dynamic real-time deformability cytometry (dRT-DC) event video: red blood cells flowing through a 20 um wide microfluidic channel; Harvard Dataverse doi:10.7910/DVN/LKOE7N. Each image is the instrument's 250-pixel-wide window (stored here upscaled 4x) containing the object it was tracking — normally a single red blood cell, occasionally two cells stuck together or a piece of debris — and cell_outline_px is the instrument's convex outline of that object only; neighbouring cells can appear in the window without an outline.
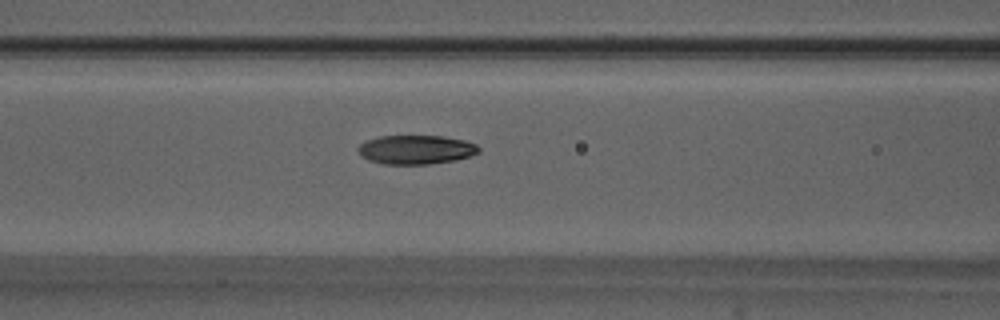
{"species": "Egyptian fruit bat (a non-hibernating species)", "species_latin": "Rousettus aegyptiacus", "temperature_condition": "warm", "stored_images_in_passage": 37, "camera_frame_rate_fps": 3000, "um_per_image_px": 0.085, "animal": {"sex": "male"}, "frame": {"image": 1, "passage_image": 16, "time_ms": 5.0, "image_size_px": [1000, 320], "cell_outline_px": [[480, 152], [456, 160], [428, 164], [384, 164], [368, 160], [356, 148], [360, 144], [368, 140], [380, 136], [444, 136], [464, 140], [476, 144], [480, 148]], "centroid_in_image_um": [35.38, 12.72], "position_along_channel_um": 131.2, "area_um2": 20.29}}